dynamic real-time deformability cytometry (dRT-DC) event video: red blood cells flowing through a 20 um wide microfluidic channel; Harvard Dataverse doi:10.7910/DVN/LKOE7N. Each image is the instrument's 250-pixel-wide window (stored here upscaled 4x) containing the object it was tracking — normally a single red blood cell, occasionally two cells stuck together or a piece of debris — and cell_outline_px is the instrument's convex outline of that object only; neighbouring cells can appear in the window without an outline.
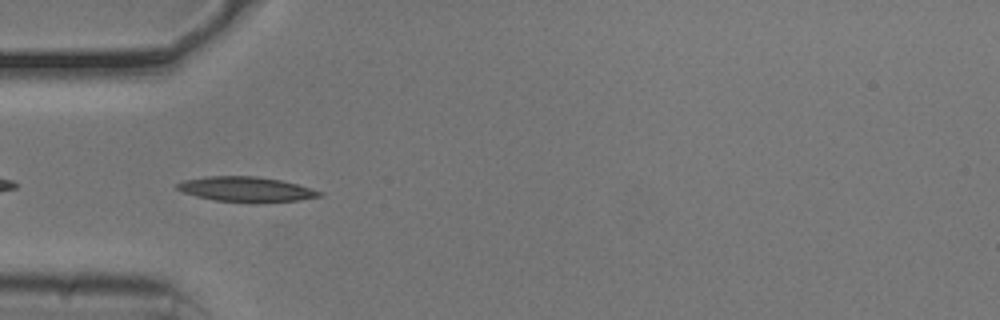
{"species": "common noctule bat (a hibernating species)", "species_latin": "Nyctalus noctula", "temperature_condition": "cold", "stored_images_in_passage": 39, "camera_frame_rate_fps": 3000, "um_per_image_px": 0.085, "animal": {"sex": "male", "body_mass_g": 20.5, "forearm_length_mm": 52.5}, "frame": {"image": 1, "passage_image": 2, "time_ms": 0.333, "image_size_px": [1000, 320], "cell_outline_px": [[324, 196], [300, 200], [216, 200], [196, 196], [184, 192], [176, 188], [176, 184], [184, 180], [204, 176], [256, 176], [280, 180], [312, 188], [324, 192]], "centroid_in_image_um": [20.93, 16.04], "position_along_channel_um": 64.1, "area_um2": 19.88}}
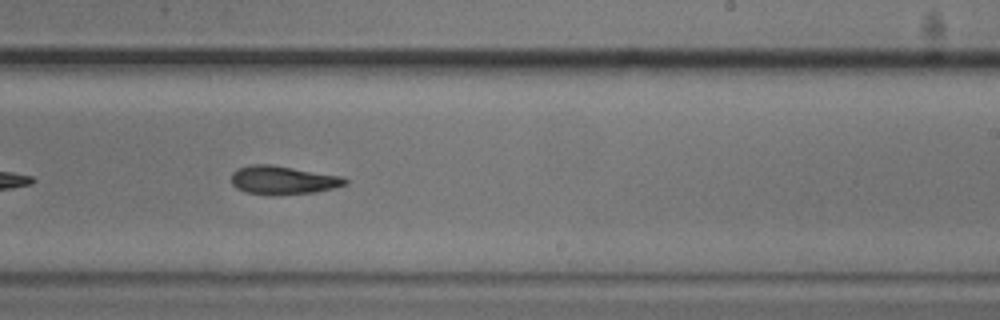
{"frame": {"image": 2, "passage_image": 18, "time_ms": 5.667, "image_size_px": [1000, 320], "cell_outline_px": [[348, 184], [316, 192], [268, 196], [244, 192], [236, 188], [232, 184], [232, 172], [236, 168], [252, 164], [272, 164], [340, 176], [348, 180]], "centroid_in_image_um": [24.0, 15.32], "position_along_channel_um": 265.0, "area_um2": 19.13}}
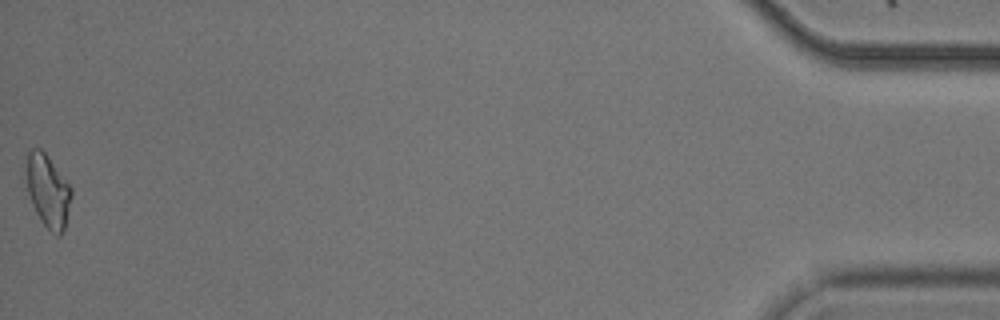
{"frame": {"image": 3, "passage_image": 39, "time_ms": 12.667, "image_size_px": [1000, 320], "cell_outline_px": [[72, 196], [64, 228], [60, 236], [56, 236], [40, 220], [32, 204], [28, 192], [28, 152], [32, 148], [40, 148], [48, 156], [72, 188]], "centroid_in_image_um": [4.11, 16.25], "position_along_channel_um": 431.1, "area_um2": 18.61}, "authors_computed_cell_mechanics": {"area_um2": 18.6116, "velocity_mm_per_s": 3.7684, "shape_relaxation_time_tau1_ms": 3.345, "shape_relaxation_time_tau2_ms": 10.0264, "deformation_change_tau1": 0.1221, "deformation_change_tau2": 0.1613}}